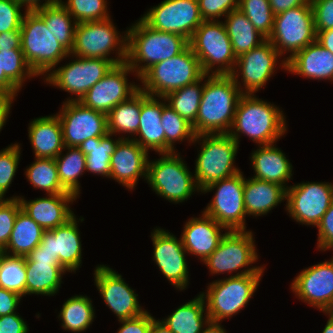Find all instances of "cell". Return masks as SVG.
Here are the masks:
<instances>
[{
  "mask_svg": "<svg viewBox=\"0 0 333 333\" xmlns=\"http://www.w3.org/2000/svg\"><path fill=\"white\" fill-rule=\"evenodd\" d=\"M25 175L35 189H42L47 194L68 193L61 186L54 158H35Z\"/></svg>",
  "mask_w": 333,
  "mask_h": 333,
  "instance_id": "42",
  "label": "cell"
},
{
  "mask_svg": "<svg viewBox=\"0 0 333 333\" xmlns=\"http://www.w3.org/2000/svg\"><path fill=\"white\" fill-rule=\"evenodd\" d=\"M58 116L64 147H79L88 138L108 133L107 115L90 109L80 101H65Z\"/></svg>",
  "mask_w": 333,
  "mask_h": 333,
  "instance_id": "17",
  "label": "cell"
},
{
  "mask_svg": "<svg viewBox=\"0 0 333 333\" xmlns=\"http://www.w3.org/2000/svg\"><path fill=\"white\" fill-rule=\"evenodd\" d=\"M19 89L5 76L4 72H1L0 64V93H7L13 96H17Z\"/></svg>",
  "mask_w": 333,
  "mask_h": 333,
  "instance_id": "62",
  "label": "cell"
},
{
  "mask_svg": "<svg viewBox=\"0 0 333 333\" xmlns=\"http://www.w3.org/2000/svg\"><path fill=\"white\" fill-rule=\"evenodd\" d=\"M263 274L232 275L208 284L202 292L210 321L221 322L230 319L246 307L256 292Z\"/></svg>",
  "mask_w": 333,
  "mask_h": 333,
  "instance_id": "11",
  "label": "cell"
},
{
  "mask_svg": "<svg viewBox=\"0 0 333 333\" xmlns=\"http://www.w3.org/2000/svg\"><path fill=\"white\" fill-rule=\"evenodd\" d=\"M21 298L16 292L0 288V316L16 312Z\"/></svg>",
  "mask_w": 333,
  "mask_h": 333,
  "instance_id": "56",
  "label": "cell"
},
{
  "mask_svg": "<svg viewBox=\"0 0 333 333\" xmlns=\"http://www.w3.org/2000/svg\"><path fill=\"white\" fill-rule=\"evenodd\" d=\"M330 250V249H332L333 250V244L331 245V246H329L328 248H327V250ZM332 260H333V256H332V258H331Z\"/></svg>",
  "mask_w": 333,
  "mask_h": 333,
  "instance_id": "68",
  "label": "cell"
},
{
  "mask_svg": "<svg viewBox=\"0 0 333 333\" xmlns=\"http://www.w3.org/2000/svg\"><path fill=\"white\" fill-rule=\"evenodd\" d=\"M291 283L292 292L323 313L333 312V260L305 268Z\"/></svg>",
  "mask_w": 333,
  "mask_h": 333,
  "instance_id": "21",
  "label": "cell"
},
{
  "mask_svg": "<svg viewBox=\"0 0 333 333\" xmlns=\"http://www.w3.org/2000/svg\"><path fill=\"white\" fill-rule=\"evenodd\" d=\"M13 100H15V96L7 93H0V131L9 117Z\"/></svg>",
  "mask_w": 333,
  "mask_h": 333,
  "instance_id": "60",
  "label": "cell"
},
{
  "mask_svg": "<svg viewBox=\"0 0 333 333\" xmlns=\"http://www.w3.org/2000/svg\"><path fill=\"white\" fill-rule=\"evenodd\" d=\"M195 142L202 144L194 172L200 190L240 172L234 165L239 144L229 134H201L197 135L192 143Z\"/></svg>",
  "mask_w": 333,
  "mask_h": 333,
  "instance_id": "6",
  "label": "cell"
},
{
  "mask_svg": "<svg viewBox=\"0 0 333 333\" xmlns=\"http://www.w3.org/2000/svg\"><path fill=\"white\" fill-rule=\"evenodd\" d=\"M0 49H21V31L0 33Z\"/></svg>",
  "mask_w": 333,
  "mask_h": 333,
  "instance_id": "57",
  "label": "cell"
},
{
  "mask_svg": "<svg viewBox=\"0 0 333 333\" xmlns=\"http://www.w3.org/2000/svg\"><path fill=\"white\" fill-rule=\"evenodd\" d=\"M28 137L35 158H56L64 150L61 122L57 115L42 116L29 123Z\"/></svg>",
  "mask_w": 333,
  "mask_h": 333,
  "instance_id": "30",
  "label": "cell"
},
{
  "mask_svg": "<svg viewBox=\"0 0 333 333\" xmlns=\"http://www.w3.org/2000/svg\"><path fill=\"white\" fill-rule=\"evenodd\" d=\"M204 75L200 61L188 46L177 56L147 69L139 77L142 83L140 90L150 96L165 97L174 90L200 80Z\"/></svg>",
  "mask_w": 333,
  "mask_h": 333,
  "instance_id": "5",
  "label": "cell"
},
{
  "mask_svg": "<svg viewBox=\"0 0 333 333\" xmlns=\"http://www.w3.org/2000/svg\"><path fill=\"white\" fill-rule=\"evenodd\" d=\"M279 56L281 57L279 52L266 39L259 46L237 57L234 69L229 75L243 94H254L274 75ZM240 75L243 88L238 81Z\"/></svg>",
  "mask_w": 333,
  "mask_h": 333,
  "instance_id": "18",
  "label": "cell"
},
{
  "mask_svg": "<svg viewBox=\"0 0 333 333\" xmlns=\"http://www.w3.org/2000/svg\"><path fill=\"white\" fill-rule=\"evenodd\" d=\"M286 211L299 224L317 226L333 200L330 182H302L286 189Z\"/></svg>",
  "mask_w": 333,
  "mask_h": 333,
  "instance_id": "15",
  "label": "cell"
},
{
  "mask_svg": "<svg viewBox=\"0 0 333 333\" xmlns=\"http://www.w3.org/2000/svg\"><path fill=\"white\" fill-rule=\"evenodd\" d=\"M252 231H227L216 250L203 263L208 266L211 274H224L242 271L233 275L263 274L264 266H252L257 262L258 254ZM252 266V268L249 267ZM247 267V269H245Z\"/></svg>",
  "mask_w": 333,
  "mask_h": 333,
  "instance_id": "12",
  "label": "cell"
},
{
  "mask_svg": "<svg viewBox=\"0 0 333 333\" xmlns=\"http://www.w3.org/2000/svg\"><path fill=\"white\" fill-rule=\"evenodd\" d=\"M245 177L240 171L237 174L215 181L204 189L202 193L216 190L212 200L203 213L213 218L228 231L246 230V212L244 205Z\"/></svg>",
  "mask_w": 333,
  "mask_h": 333,
  "instance_id": "13",
  "label": "cell"
},
{
  "mask_svg": "<svg viewBox=\"0 0 333 333\" xmlns=\"http://www.w3.org/2000/svg\"><path fill=\"white\" fill-rule=\"evenodd\" d=\"M284 200H286V189L283 186L252 177L245 178L244 205L246 215L253 217L267 215Z\"/></svg>",
  "mask_w": 333,
  "mask_h": 333,
  "instance_id": "31",
  "label": "cell"
},
{
  "mask_svg": "<svg viewBox=\"0 0 333 333\" xmlns=\"http://www.w3.org/2000/svg\"><path fill=\"white\" fill-rule=\"evenodd\" d=\"M166 105L164 97L157 98L141 91L140 124L136 133L139 139L133 136L131 139L148 152L151 149L157 153H165V132L162 127L161 113Z\"/></svg>",
  "mask_w": 333,
  "mask_h": 333,
  "instance_id": "27",
  "label": "cell"
},
{
  "mask_svg": "<svg viewBox=\"0 0 333 333\" xmlns=\"http://www.w3.org/2000/svg\"><path fill=\"white\" fill-rule=\"evenodd\" d=\"M34 11L44 20L48 30L59 41L60 45L70 53L74 45L77 22L68 10L59 1L48 6L39 7Z\"/></svg>",
  "mask_w": 333,
  "mask_h": 333,
  "instance_id": "37",
  "label": "cell"
},
{
  "mask_svg": "<svg viewBox=\"0 0 333 333\" xmlns=\"http://www.w3.org/2000/svg\"><path fill=\"white\" fill-rule=\"evenodd\" d=\"M149 333H173L163 322L159 319H154L151 324Z\"/></svg>",
  "mask_w": 333,
  "mask_h": 333,
  "instance_id": "64",
  "label": "cell"
},
{
  "mask_svg": "<svg viewBox=\"0 0 333 333\" xmlns=\"http://www.w3.org/2000/svg\"><path fill=\"white\" fill-rule=\"evenodd\" d=\"M141 19L155 30L175 33L188 41L204 21L198 0H164L151 7Z\"/></svg>",
  "mask_w": 333,
  "mask_h": 333,
  "instance_id": "16",
  "label": "cell"
},
{
  "mask_svg": "<svg viewBox=\"0 0 333 333\" xmlns=\"http://www.w3.org/2000/svg\"><path fill=\"white\" fill-rule=\"evenodd\" d=\"M308 0H269L272 12L277 15L281 12L305 4Z\"/></svg>",
  "mask_w": 333,
  "mask_h": 333,
  "instance_id": "59",
  "label": "cell"
},
{
  "mask_svg": "<svg viewBox=\"0 0 333 333\" xmlns=\"http://www.w3.org/2000/svg\"><path fill=\"white\" fill-rule=\"evenodd\" d=\"M61 4L68 10L77 23L101 21L110 18L107 0H68Z\"/></svg>",
  "mask_w": 333,
  "mask_h": 333,
  "instance_id": "47",
  "label": "cell"
},
{
  "mask_svg": "<svg viewBox=\"0 0 333 333\" xmlns=\"http://www.w3.org/2000/svg\"><path fill=\"white\" fill-rule=\"evenodd\" d=\"M198 4L202 19L214 21L238 9L239 0H198Z\"/></svg>",
  "mask_w": 333,
  "mask_h": 333,
  "instance_id": "51",
  "label": "cell"
},
{
  "mask_svg": "<svg viewBox=\"0 0 333 333\" xmlns=\"http://www.w3.org/2000/svg\"><path fill=\"white\" fill-rule=\"evenodd\" d=\"M26 295L54 296L59 291L65 270L51 262H25Z\"/></svg>",
  "mask_w": 333,
  "mask_h": 333,
  "instance_id": "33",
  "label": "cell"
},
{
  "mask_svg": "<svg viewBox=\"0 0 333 333\" xmlns=\"http://www.w3.org/2000/svg\"><path fill=\"white\" fill-rule=\"evenodd\" d=\"M202 333H226L220 322L209 321Z\"/></svg>",
  "mask_w": 333,
  "mask_h": 333,
  "instance_id": "65",
  "label": "cell"
},
{
  "mask_svg": "<svg viewBox=\"0 0 333 333\" xmlns=\"http://www.w3.org/2000/svg\"><path fill=\"white\" fill-rule=\"evenodd\" d=\"M205 307V301L199 294L196 298L181 305L167 318L160 321L173 333H202L205 328L204 325H207L210 321Z\"/></svg>",
  "mask_w": 333,
  "mask_h": 333,
  "instance_id": "32",
  "label": "cell"
},
{
  "mask_svg": "<svg viewBox=\"0 0 333 333\" xmlns=\"http://www.w3.org/2000/svg\"><path fill=\"white\" fill-rule=\"evenodd\" d=\"M76 215L65 224L50 231H44L39 244L41 251L49 252L59 259L61 267L67 272H76L82 263V244ZM78 222V223H77Z\"/></svg>",
  "mask_w": 333,
  "mask_h": 333,
  "instance_id": "23",
  "label": "cell"
},
{
  "mask_svg": "<svg viewBox=\"0 0 333 333\" xmlns=\"http://www.w3.org/2000/svg\"><path fill=\"white\" fill-rule=\"evenodd\" d=\"M155 318L151 316V314L146 311L140 316L120 320L119 322L122 324L117 333H149L152 321Z\"/></svg>",
  "mask_w": 333,
  "mask_h": 333,
  "instance_id": "54",
  "label": "cell"
},
{
  "mask_svg": "<svg viewBox=\"0 0 333 333\" xmlns=\"http://www.w3.org/2000/svg\"><path fill=\"white\" fill-rule=\"evenodd\" d=\"M274 145H261L252 152L251 163L255 172L252 178L277 183L287 189L286 182L292 179L293 167L286 154Z\"/></svg>",
  "mask_w": 333,
  "mask_h": 333,
  "instance_id": "29",
  "label": "cell"
},
{
  "mask_svg": "<svg viewBox=\"0 0 333 333\" xmlns=\"http://www.w3.org/2000/svg\"><path fill=\"white\" fill-rule=\"evenodd\" d=\"M1 72L21 90L25 79L38 77L25 60L22 49H0Z\"/></svg>",
  "mask_w": 333,
  "mask_h": 333,
  "instance_id": "45",
  "label": "cell"
},
{
  "mask_svg": "<svg viewBox=\"0 0 333 333\" xmlns=\"http://www.w3.org/2000/svg\"><path fill=\"white\" fill-rule=\"evenodd\" d=\"M316 31L333 28V0H310Z\"/></svg>",
  "mask_w": 333,
  "mask_h": 333,
  "instance_id": "52",
  "label": "cell"
},
{
  "mask_svg": "<svg viewBox=\"0 0 333 333\" xmlns=\"http://www.w3.org/2000/svg\"><path fill=\"white\" fill-rule=\"evenodd\" d=\"M18 314L0 316V333H28V324Z\"/></svg>",
  "mask_w": 333,
  "mask_h": 333,
  "instance_id": "55",
  "label": "cell"
},
{
  "mask_svg": "<svg viewBox=\"0 0 333 333\" xmlns=\"http://www.w3.org/2000/svg\"><path fill=\"white\" fill-rule=\"evenodd\" d=\"M148 154L147 150L131 138L121 139L111 155L109 178L129 190L134 189L139 177L146 180Z\"/></svg>",
  "mask_w": 333,
  "mask_h": 333,
  "instance_id": "24",
  "label": "cell"
},
{
  "mask_svg": "<svg viewBox=\"0 0 333 333\" xmlns=\"http://www.w3.org/2000/svg\"><path fill=\"white\" fill-rule=\"evenodd\" d=\"M161 119L165 132V153L176 151L174 148L176 141L179 142L186 139L191 144L195 140L196 134L192 124L168 105L163 108Z\"/></svg>",
  "mask_w": 333,
  "mask_h": 333,
  "instance_id": "43",
  "label": "cell"
},
{
  "mask_svg": "<svg viewBox=\"0 0 333 333\" xmlns=\"http://www.w3.org/2000/svg\"><path fill=\"white\" fill-rule=\"evenodd\" d=\"M183 228L181 234L183 247L187 251V254L199 257L201 262L209 257L218 247L221 239L226 234V232L221 233L222 229L228 231L203 212L201 217H192L189 219Z\"/></svg>",
  "mask_w": 333,
  "mask_h": 333,
  "instance_id": "26",
  "label": "cell"
},
{
  "mask_svg": "<svg viewBox=\"0 0 333 333\" xmlns=\"http://www.w3.org/2000/svg\"><path fill=\"white\" fill-rule=\"evenodd\" d=\"M141 90L128 100L116 105L107 114L108 133H127L134 138L140 124Z\"/></svg>",
  "mask_w": 333,
  "mask_h": 333,
  "instance_id": "39",
  "label": "cell"
},
{
  "mask_svg": "<svg viewBox=\"0 0 333 333\" xmlns=\"http://www.w3.org/2000/svg\"><path fill=\"white\" fill-rule=\"evenodd\" d=\"M286 71L315 80H333V53L316 40L286 61Z\"/></svg>",
  "mask_w": 333,
  "mask_h": 333,
  "instance_id": "28",
  "label": "cell"
},
{
  "mask_svg": "<svg viewBox=\"0 0 333 333\" xmlns=\"http://www.w3.org/2000/svg\"><path fill=\"white\" fill-rule=\"evenodd\" d=\"M17 0H0V33L20 31L24 14Z\"/></svg>",
  "mask_w": 333,
  "mask_h": 333,
  "instance_id": "50",
  "label": "cell"
},
{
  "mask_svg": "<svg viewBox=\"0 0 333 333\" xmlns=\"http://www.w3.org/2000/svg\"><path fill=\"white\" fill-rule=\"evenodd\" d=\"M204 76L189 85L168 93L164 98L167 105L187 120L192 126L196 123L202 91ZM201 84V85H200Z\"/></svg>",
  "mask_w": 333,
  "mask_h": 333,
  "instance_id": "41",
  "label": "cell"
},
{
  "mask_svg": "<svg viewBox=\"0 0 333 333\" xmlns=\"http://www.w3.org/2000/svg\"><path fill=\"white\" fill-rule=\"evenodd\" d=\"M25 257L6 254L2 251L0 288L26 296Z\"/></svg>",
  "mask_w": 333,
  "mask_h": 333,
  "instance_id": "44",
  "label": "cell"
},
{
  "mask_svg": "<svg viewBox=\"0 0 333 333\" xmlns=\"http://www.w3.org/2000/svg\"><path fill=\"white\" fill-rule=\"evenodd\" d=\"M10 198H18L21 209L39 224L44 231H50L65 224L75 215L69 208V203L72 204L77 198L70 193L48 194L46 197L29 201L21 196Z\"/></svg>",
  "mask_w": 333,
  "mask_h": 333,
  "instance_id": "25",
  "label": "cell"
},
{
  "mask_svg": "<svg viewBox=\"0 0 333 333\" xmlns=\"http://www.w3.org/2000/svg\"><path fill=\"white\" fill-rule=\"evenodd\" d=\"M225 19L224 25L236 58L259 46L266 40L240 9L229 12L225 16Z\"/></svg>",
  "mask_w": 333,
  "mask_h": 333,
  "instance_id": "34",
  "label": "cell"
},
{
  "mask_svg": "<svg viewBox=\"0 0 333 333\" xmlns=\"http://www.w3.org/2000/svg\"><path fill=\"white\" fill-rule=\"evenodd\" d=\"M66 154L61 152L56 158V166L62 188L73 194L80 195V182L78 178L86 171V156L78 147H64Z\"/></svg>",
  "mask_w": 333,
  "mask_h": 333,
  "instance_id": "38",
  "label": "cell"
},
{
  "mask_svg": "<svg viewBox=\"0 0 333 333\" xmlns=\"http://www.w3.org/2000/svg\"><path fill=\"white\" fill-rule=\"evenodd\" d=\"M94 281L103 301L118 321L140 316L147 311L140 306L138 294L112 268L98 265L94 270Z\"/></svg>",
  "mask_w": 333,
  "mask_h": 333,
  "instance_id": "20",
  "label": "cell"
},
{
  "mask_svg": "<svg viewBox=\"0 0 333 333\" xmlns=\"http://www.w3.org/2000/svg\"><path fill=\"white\" fill-rule=\"evenodd\" d=\"M254 25L255 29L266 39L272 33L274 14L269 0H239V7Z\"/></svg>",
  "mask_w": 333,
  "mask_h": 333,
  "instance_id": "46",
  "label": "cell"
},
{
  "mask_svg": "<svg viewBox=\"0 0 333 333\" xmlns=\"http://www.w3.org/2000/svg\"><path fill=\"white\" fill-rule=\"evenodd\" d=\"M76 59V60H75ZM57 69L50 71L44 82L72 93L76 98L69 97V101H80L87 91L101 80L115 65L112 61L104 58L75 57Z\"/></svg>",
  "mask_w": 333,
  "mask_h": 333,
  "instance_id": "14",
  "label": "cell"
},
{
  "mask_svg": "<svg viewBox=\"0 0 333 333\" xmlns=\"http://www.w3.org/2000/svg\"><path fill=\"white\" fill-rule=\"evenodd\" d=\"M20 31L25 60L37 76H46L70 56L34 10H25Z\"/></svg>",
  "mask_w": 333,
  "mask_h": 333,
  "instance_id": "4",
  "label": "cell"
},
{
  "mask_svg": "<svg viewBox=\"0 0 333 333\" xmlns=\"http://www.w3.org/2000/svg\"><path fill=\"white\" fill-rule=\"evenodd\" d=\"M283 114L276 105L263 101L254 94H243L228 134L238 144L241 134L247 135L258 146L274 144L287 131Z\"/></svg>",
  "mask_w": 333,
  "mask_h": 333,
  "instance_id": "2",
  "label": "cell"
},
{
  "mask_svg": "<svg viewBox=\"0 0 333 333\" xmlns=\"http://www.w3.org/2000/svg\"><path fill=\"white\" fill-rule=\"evenodd\" d=\"M19 145L11 144L0 151V199H4L18 168L21 155Z\"/></svg>",
  "mask_w": 333,
  "mask_h": 333,
  "instance_id": "48",
  "label": "cell"
},
{
  "mask_svg": "<svg viewBox=\"0 0 333 333\" xmlns=\"http://www.w3.org/2000/svg\"><path fill=\"white\" fill-rule=\"evenodd\" d=\"M21 204L18 198L0 199V251H2L11 236L14 223Z\"/></svg>",
  "mask_w": 333,
  "mask_h": 333,
  "instance_id": "49",
  "label": "cell"
},
{
  "mask_svg": "<svg viewBox=\"0 0 333 333\" xmlns=\"http://www.w3.org/2000/svg\"><path fill=\"white\" fill-rule=\"evenodd\" d=\"M329 316V319L323 329L322 333H333V312L325 313Z\"/></svg>",
  "mask_w": 333,
  "mask_h": 333,
  "instance_id": "66",
  "label": "cell"
},
{
  "mask_svg": "<svg viewBox=\"0 0 333 333\" xmlns=\"http://www.w3.org/2000/svg\"><path fill=\"white\" fill-rule=\"evenodd\" d=\"M204 82L193 130L196 136L228 134L243 93L230 75L205 74Z\"/></svg>",
  "mask_w": 333,
  "mask_h": 333,
  "instance_id": "1",
  "label": "cell"
},
{
  "mask_svg": "<svg viewBox=\"0 0 333 333\" xmlns=\"http://www.w3.org/2000/svg\"><path fill=\"white\" fill-rule=\"evenodd\" d=\"M44 229L22 209L17 213L13 230L4 253L26 257L41 242Z\"/></svg>",
  "mask_w": 333,
  "mask_h": 333,
  "instance_id": "35",
  "label": "cell"
},
{
  "mask_svg": "<svg viewBox=\"0 0 333 333\" xmlns=\"http://www.w3.org/2000/svg\"><path fill=\"white\" fill-rule=\"evenodd\" d=\"M22 6H25V10H35L42 6H48L54 3L59 2L60 0H44V3H41L40 0H17Z\"/></svg>",
  "mask_w": 333,
  "mask_h": 333,
  "instance_id": "63",
  "label": "cell"
},
{
  "mask_svg": "<svg viewBox=\"0 0 333 333\" xmlns=\"http://www.w3.org/2000/svg\"><path fill=\"white\" fill-rule=\"evenodd\" d=\"M153 242V261L159 267L165 278L178 290H184L188 285L189 269L182 239L167 230L155 228L150 236Z\"/></svg>",
  "mask_w": 333,
  "mask_h": 333,
  "instance_id": "22",
  "label": "cell"
},
{
  "mask_svg": "<svg viewBox=\"0 0 333 333\" xmlns=\"http://www.w3.org/2000/svg\"><path fill=\"white\" fill-rule=\"evenodd\" d=\"M176 153H159V159L148 160L146 181L156 194L178 204L201 190L180 153Z\"/></svg>",
  "mask_w": 333,
  "mask_h": 333,
  "instance_id": "10",
  "label": "cell"
},
{
  "mask_svg": "<svg viewBox=\"0 0 333 333\" xmlns=\"http://www.w3.org/2000/svg\"><path fill=\"white\" fill-rule=\"evenodd\" d=\"M88 296L75 295L62 305L58 319H62L61 327L71 332L86 331L95 317V310Z\"/></svg>",
  "mask_w": 333,
  "mask_h": 333,
  "instance_id": "40",
  "label": "cell"
},
{
  "mask_svg": "<svg viewBox=\"0 0 333 333\" xmlns=\"http://www.w3.org/2000/svg\"><path fill=\"white\" fill-rule=\"evenodd\" d=\"M127 36L126 63L138 79L152 65L177 56L189 46L185 37L155 30L141 18L127 29Z\"/></svg>",
  "mask_w": 333,
  "mask_h": 333,
  "instance_id": "3",
  "label": "cell"
},
{
  "mask_svg": "<svg viewBox=\"0 0 333 333\" xmlns=\"http://www.w3.org/2000/svg\"><path fill=\"white\" fill-rule=\"evenodd\" d=\"M112 134L107 133L103 137L88 138L78 148L86 156V171L109 178L111 155L114 153L118 142L128 137L113 139Z\"/></svg>",
  "mask_w": 333,
  "mask_h": 333,
  "instance_id": "36",
  "label": "cell"
},
{
  "mask_svg": "<svg viewBox=\"0 0 333 333\" xmlns=\"http://www.w3.org/2000/svg\"><path fill=\"white\" fill-rule=\"evenodd\" d=\"M189 46L205 74L229 75L233 71L237 58L223 21L204 20L195 30Z\"/></svg>",
  "mask_w": 333,
  "mask_h": 333,
  "instance_id": "8",
  "label": "cell"
},
{
  "mask_svg": "<svg viewBox=\"0 0 333 333\" xmlns=\"http://www.w3.org/2000/svg\"><path fill=\"white\" fill-rule=\"evenodd\" d=\"M1 264H2V251H0V270H1Z\"/></svg>",
  "mask_w": 333,
  "mask_h": 333,
  "instance_id": "67",
  "label": "cell"
},
{
  "mask_svg": "<svg viewBox=\"0 0 333 333\" xmlns=\"http://www.w3.org/2000/svg\"><path fill=\"white\" fill-rule=\"evenodd\" d=\"M111 18L101 21L77 23L74 45L70 55L85 58H104L115 65L127 60V30L124 36L119 34ZM117 51L115 58L109 55Z\"/></svg>",
  "mask_w": 333,
  "mask_h": 333,
  "instance_id": "7",
  "label": "cell"
},
{
  "mask_svg": "<svg viewBox=\"0 0 333 333\" xmlns=\"http://www.w3.org/2000/svg\"><path fill=\"white\" fill-rule=\"evenodd\" d=\"M316 33V40L320 43V45L333 53V28L323 31H316Z\"/></svg>",
  "mask_w": 333,
  "mask_h": 333,
  "instance_id": "61",
  "label": "cell"
},
{
  "mask_svg": "<svg viewBox=\"0 0 333 333\" xmlns=\"http://www.w3.org/2000/svg\"><path fill=\"white\" fill-rule=\"evenodd\" d=\"M312 4H305L274 15L273 29L268 40L279 52L290 55L280 65L286 70V61L307 45L316 41Z\"/></svg>",
  "mask_w": 333,
  "mask_h": 333,
  "instance_id": "9",
  "label": "cell"
},
{
  "mask_svg": "<svg viewBox=\"0 0 333 333\" xmlns=\"http://www.w3.org/2000/svg\"><path fill=\"white\" fill-rule=\"evenodd\" d=\"M130 73L134 71L126 62L114 65L87 91L80 102L107 115L116 105L128 100L140 90V85L128 83L127 76Z\"/></svg>",
  "mask_w": 333,
  "mask_h": 333,
  "instance_id": "19",
  "label": "cell"
},
{
  "mask_svg": "<svg viewBox=\"0 0 333 333\" xmlns=\"http://www.w3.org/2000/svg\"><path fill=\"white\" fill-rule=\"evenodd\" d=\"M316 227L318 228L317 248L320 251H326L333 244V200Z\"/></svg>",
  "mask_w": 333,
  "mask_h": 333,
  "instance_id": "53",
  "label": "cell"
},
{
  "mask_svg": "<svg viewBox=\"0 0 333 333\" xmlns=\"http://www.w3.org/2000/svg\"><path fill=\"white\" fill-rule=\"evenodd\" d=\"M38 261L51 262V265H60L57 257H53L49 252L41 251L39 245L25 257V262Z\"/></svg>",
  "mask_w": 333,
  "mask_h": 333,
  "instance_id": "58",
  "label": "cell"
}]
</instances>
